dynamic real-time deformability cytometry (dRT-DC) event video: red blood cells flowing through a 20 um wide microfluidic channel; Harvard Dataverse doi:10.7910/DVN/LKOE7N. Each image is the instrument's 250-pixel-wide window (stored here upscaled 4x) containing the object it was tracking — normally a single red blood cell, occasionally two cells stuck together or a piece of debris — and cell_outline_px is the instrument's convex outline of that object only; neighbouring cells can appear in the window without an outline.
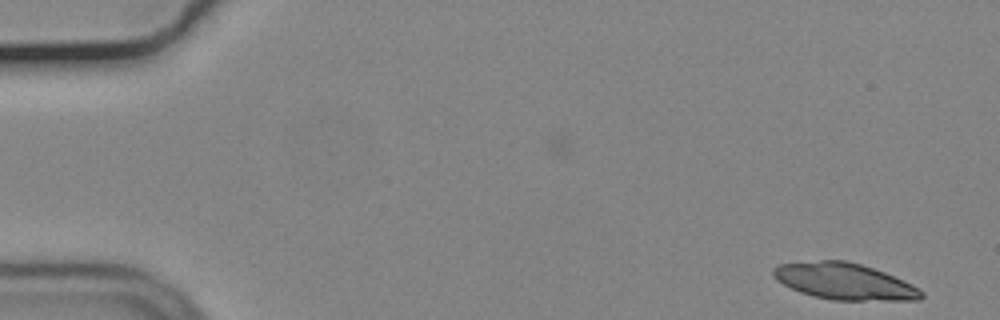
{"species": "common noctule bat (a hibernating species)", "species_latin": "Nyctalus noctula", "temperature_condition": "cold", "stored_images_in_passage": 8, "camera_frame_rate_fps": 3000, "um_per_image_px": 0.085, "animal": {"sex": "male", "body_mass_g": 19.2, "forearm_length_mm": 51.8}, "frame": {"image": 1, "passage_image": 1, "time_ms": 0.0, "image_size_px": [1000, 320], "cell_outline_px": [[924, 296], [920, 300], [832, 300], [812, 296], [800, 292], [776, 280], [772, 272], [772, 268], [780, 264], [820, 260], [844, 260], [860, 264], [884, 272], [912, 284], [920, 288], [924, 292]], "centroid_in_image_um": [71.79, 23.92], "position_along_channel_um": 13.2, "area_um2": 31.39}}